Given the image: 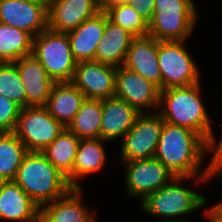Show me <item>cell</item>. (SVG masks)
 I'll return each mask as SVG.
<instances>
[{"label":"cell","mask_w":222,"mask_h":222,"mask_svg":"<svg viewBox=\"0 0 222 222\" xmlns=\"http://www.w3.org/2000/svg\"><path fill=\"white\" fill-rule=\"evenodd\" d=\"M206 156L207 142L198 133L164 122L154 157L175 177L214 176L208 164L203 169Z\"/></svg>","instance_id":"6da1fadb"},{"label":"cell","mask_w":222,"mask_h":222,"mask_svg":"<svg viewBox=\"0 0 222 222\" xmlns=\"http://www.w3.org/2000/svg\"><path fill=\"white\" fill-rule=\"evenodd\" d=\"M201 85L199 82L161 90L157 113L164 122L188 128L207 142L214 130L211 126L212 119L201 99Z\"/></svg>","instance_id":"7a4b0ae2"},{"label":"cell","mask_w":222,"mask_h":222,"mask_svg":"<svg viewBox=\"0 0 222 222\" xmlns=\"http://www.w3.org/2000/svg\"><path fill=\"white\" fill-rule=\"evenodd\" d=\"M215 176H177L162 188L149 194L140 202L142 211L149 216L158 217L161 222L181 221V217L205 208L207 196L184 185V181L195 180L196 184H206ZM197 180V182H196ZM180 217V219H179ZM178 218V219H177Z\"/></svg>","instance_id":"3957f363"},{"label":"cell","mask_w":222,"mask_h":222,"mask_svg":"<svg viewBox=\"0 0 222 222\" xmlns=\"http://www.w3.org/2000/svg\"><path fill=\"white\" fill-rule=\"evenodd\" d=\"M13 181L40 207L61 198L73 188L66 175L42 152H28Z\"/></svg>","instance_id":"277c9868"},{"label":"cell","mask_w":222,"mask_h":222,"mask_svg":"<svg viewBox=\"0 0 222 222\" xmlns=\"http://www.w3.org/2000/svg\"><path fill=\"white\" fill-rule=\"evenodd\" d=\"M197 20L194 0H155L148 35L158 41L188 40L198 24Z\"/></svg>","instance_id":"5b68a950"},{"label":"cell","mask_w":222,"mask_h":222,"mask_svg":"<svg viewBox=\"0 0 222 222\" xmlns=\"http://www.w3.org/2000/svg\"><path fill=\"white\" fill-rule=\"evenodd\" d=\"M32 54L55 82H71L77 61L74 59L67 33L44 30L33 37Z\"/></svg>","instance_id":"8992f818"},{"label":"cell","mask_w":222,"mask_h":222,"mask_svg":"<svg viewBox=\"0 0 222 222\" xmlns=\"http://www.w3.org/2000/svg\"><path fill=\"white\" fill-rule=\"evenodd\" d=\"M187 40H157V60L162 74V90L185 87L200 80V68L184 44Z\"/></svg>","instance_id":"52a82bcc"},{"label":"cell","mask_w":222,"mask_h":222,"mask_svg":"<svg viewBox=\"0 0 222 222\" xmlns=\"http://www.w3.org/2000/svg\"><path fill=\"white\" fill-rule=\"evenodd\" d=\"M66 128L45 107L21 108L13 133L28 152H43Z\"/></svg>","instance_id":"ba28073f"},{"label":"cell","mask_w":222,"mask_h":222,"mask_svg":"<svg viewBox=\"0 0 222 222\" xmlns=\"http://www.w3.org/2000/svg\"><path fill=\"white\" fill-rule=\"evenodd\" d=\"M150 113H141L125 134L120 146V162L155 156L164 120L157 112Z\"/></svg>","instance_id":"9c48e42d"},{"label":"cell","mask_w":222,"mask_h":222,"mask_svg":"<svg viewBox=\"0 0 222 222\" xmlns=\"http://www.w3.org/2000/svg\"><path fill=\"white\" fill-rule=\"evenodd\" d=\"M125 168L126 194L143 201L175 176L155 157L121 162Z\"/></svg>","instance_id":"30bf717a"},{"label":"cell","mask_w":222,"mask_h":222,"mask_svg":"<svg viewBox=\"0 0 222 222\" xmlns=\"http://www.w3.org/2000/svg\"><path fill=\"white\" fill-rule=\"evenodd\" d=\"M117 67L97 61L77 62L71 82L86 99L103 100L115 96Z\"/></svg>","instance_id":"8fae6325"},{"label":"cell","mask_w":222,"mask_h":222,"mask_svg":"<svg viewBox=\"0 0 222 222\" xmlns=\"http://www.w3.org/2000/svg\"><path fill=\"white\" fill-rule=\"evenodd\" d=\"M115 97L124 100L140 113H147L148 109L154 113L159 107L160 88L122 65L116 70Z\"/></svg>","instance_id":"7c38bea8"},{"label":"cell","mask_w":222,"mask_h":222,"mask_svg":"<svg viewBox=\"0 0 222 222\" xmlns=\"http://www.w3.org/2000/svg\"><path fill=\"white\" fill-rule=\"evenodd\" d=\"M48 5L23 0H0V22L35 37L48 29Z\"/></svg>","instance_id":"4fadbf2b"},{"label":"cell","mask_w":222,"mask_h":222,"mask_svg":"<svg viewBox=\"0 0 222 222\" xmlns=\"http://www.w3.org/2000/svg\"><path fill=\"white\" fill-rule=\"evenodd\" d=\"M99 12H101L99 0H50L48 29L67 33Z\"/></svg>","instance_id":"5bb4252c"},{"label":"cell","mask_w":222,"mask_h":222,"mask_svg":"<svg viewBox=\"0 0 222 222\" xmlns=\"http://www.w3.org/2000/svg\"><path fill=\"white\" fill-rule=\"evenodd\" d=\"M14 63L24 85L25 107H45L55 82L33 54Z\"/></svg>","instance_id":"9a60e30c"},{"label":"cell","mask_w":222,"mask_h":222,"mask_svg":"<svg viewBox=\"0 0 222 222\" xmlns=\"http://www.w3.org/2000/svg\"><path fill=\"white\" fill-rule=\"evenodd\" d=\"M124 67L153 82L162 90V74L157 60V40L150 35L133 38Z\"/></svg>","instance_id":"2e32d148"},{"label":"cell","mask_w":222,"mask_h":222,"mask_svg":"<svg viewBox=\"0 0 222 222\" xmlns=\"http://www.w3.org/2000/svg\"><path fill=\"white\" fill-rule=\"evenodd\" d=\"M140 114L136 108L115 96L103 99L100 138L109 142L118 138L122 140Z\"/></svg>","instance_id":"e0dca14e"},{"label":"cell","mask_w":222,"mask_h":222,"mask_svg":"<svg viewBox=\"0 0 222 222\" xmlns=\"http://www.w3.org/2000/svg\"><path fill=\"white\" fill-rule=\"evenodd\" d=\"M41 207L14 181H0V219L35 222Z\"/></svg>","instance_id":"ac0fdd59"},{"label":"cell","mask_w":222,"mask_h":222,"mask_svg":"<svg viewBox=\"0 0 222 222\" xmlns=\"http://www.w3.org/2000/svg\"><path fill=\"white\" fill-rule=\"evenodd\" d=\"M106 142L109 141L101 138L80 139L72 171L66 176L73 188H82L79 181L89 174L100 172L107 164L108 158L104 147Z\"/></svg>","instance_id":"d6986e66"},{"label":"cell","mask_w":222,"mask_h":222,"mask_svg":"<svg viewBox=\"0 0 222 222\" xmlns=\"http://www.w3.org/2000/svg\"><path fill=\"white\" fill-rule=\"evenodd\" d=\"M106 26V13L101 11L96 16L85 20L74 30L67 32L71 51L77 62L95 61V51L103 38Z\"/></svg>","instance_id":"ffe728a7"},{"label":"cell","mask_w":222,"mask_h":222,"mask_svg":"<svg viewBox=\"0 0 222 222\" xmlns=\"http://www.w3.org/2000/svg\"><path fill=\"white\" fill-rule=\"evenodd\" d=\"M134 37L128 30L111 22L106 14V26L95 51V61L116 67L124 65Z\"/></svg>","instance_id":"44dd1931"},{"label":"cell","mask_w":222,"mask_h":222,"mask_svg":"<svg viewBox=\"0 0 222 222\" xmlns=\"http://www.w3.org/2000/svg\"><path fill=\"white\" fill-rule=\"evenodd\" d=\"M85 99V95L72 82L54 83L45 108L66 128Z\"/></svg>","instance_id":"7402d4cb"},{"label":"cell","mask_w":222,"mask_h":222,"mask_svg":"<svg viewBox=\"0 0 222 222\" xmlns=\"http://www.w3.org/2000/svg\"><path fill=\"white\" fill-rule=\"evenodd\" d=\"M81 188H72L66 195L44 204L41 209L55 222H97L95 213L82 202Z\"/></svg>","instance_id":"603a6c76"},{"label":"cell","mask_w":222,"mask_h":222,"mask_svg":"<svg viewBox=\"0 0 222 222\" xmlns=\"http://www.w3.org/2000/svg\"><path fill=\"white\" fill-rule=\"evenodd\" d=\"M101 120L102 100L85 99L66 129L79 139L100 138Z\"/></svg>","instance_id":"cb8c5ba5"},{"label":"cell","mask_w":222,"mask_h":222,"mask_svg":"<svg viewBox=\"0 0 222 222\" xmlns=\"http://www.w3.org/2000/svg\"><path fill=\"white\" fill-rule=\"evenodd\" d=\"M33 36L0 22V63L15 62L32 54Z\"/></svg>","instance_id":"d4e9b609"},{"label":"cell","mask_w":222,"mask_h":222,"mask_svg":"<svg viewBox=\"0 0 222 222\" xmlns=\"http://www.w3.org/2000/svg\"><path fill=\"white\" fill-rule=\"evenodd\" d=\"M80 139L65 129L42 153L64 175L72 171Z\"/></svg>","instance_id":"484cf974"},{"label":"cell","mask_w":222,"mask_h":222,"mask_svg":"<svg viewBox=\"0 0 222 222\" xmlns=\"http://www.w3.org/2000/svg\"><path fill=\"white\" fill-rule=\"evenodd\" d=\"M27 148L13 132L0 135V181H13Z\"/></svg>","instance_id":"4316f807"},{"label":"cell","mask_w":222,"mask_h":222,"mask_svg":"<svg viewBox=\"0 0 222 222\" xmlns=\"http://www.w3.org/2000/svg\"><path fill=\"white\" fill-rule=\"evenodd\" d=\"M105 13L111 22L128 30L135 37L148 35V22L127 3L112 6Z\"/></svg>","instance_id":"83f0119b"},{"label":"cell","mask_w":222,"mask_h":222,"mask_svg":"<svg viewBox=\"0 0 222 222\" xmlns=\"http://www.w3.org/2000/svg\"><path fill=\"white\" fill-rule=\"evenodd\" d=\"M0 95L25 108V89L14 62L0 63Z\"/></svg>","instance_id":"f1b7e54d"},{"label":"cell","mask_w":222,"mask_h":222,"mask_svg":"<svg viewBox=\"0 0 222 222\" xmlns=\"http://www.w3.org/2000/svg\"><path fill=\"white\" fill-rule=\"evenodd\" d=\"M21 107L0 95V131L13 132Z\"/></svg>","instance_id":"f546056e"},{"label":"cell","mask_w":222,"mask_h":222,"mask_svg":"<svg viewBox=\"0 0 222 222\" xmlns=\"http://www.w3.org/2000/svg\"><path fill=\"white\" fill-rule=\"evenodd\" d=\"M215 133L212 132L209 140L207 141V154L212 152L210 161L207 162L211 172L216 177H222V134L221 138H215Z\"/></svg>","instance_id":"4dcf8cb0"},{"label":"cell","mask_w":222,"mask_h":222,"mask_svg":"<svg viewBox=\"0 0 222 222\" xmlns=\"http://www.w3.org/2000/svg\"><path fill=\"white\" fill-rule=\"evenodd\" d=\"M127 4L135 8L138 14L148 23L151 21L155 0H128Z\"/></svg>","instance_id":"1f68e13d"},{"label":"cell","mask_w":222,"mask_h":222,"mask_svg":"<svg viewBox=\"0 0 222 222\" xmlns=\"http://www.w3.org/2000/svg\"><path fill=\"white\" fill-rule=\"evenodd\" d=\"M206 211L215 222H222V200L209 208L207 207Z\"/></svg>","instance_id":"d6a6232c"},{"label":"cell","mask_w":222,"mask_h":222,"mask_svg":"<svg viewBox=\"0 0 222 222\" xmlns=\"http://www.w3.org/2000/svg\"><path fill=\"white\" fill-rule=\"evenodd\" d=\"M99 2L101 11L105 12L108 8L112 6L127 3L128 0H99Z\"/></svg>","instance_id":"836d02e7"},{"label":"cell","mask_w":222,"mask_h":222,"mask_svg":"<svg viewBox=\"0 0 222 222\" xmlns=\"http://www.w3.org/2000/svg\"><path fill=\"white\" fill-rule=\"evenodd\" d=\"M35 222H55L41 208L38 211Z\"/></svg>","instance_id":"e575fe53"},{"label":"cell","mask_w":222,"mask_h":222,"mask_svg":"<svg viewBox=\"0 0 222 222\" xmlns=\"http://www.w3.org/2000/svg\"><path fill=\"white\" fill-rule=\"evenodd\" d=\"M27 2H35V3H49L50 0H23Z\"/></svg>","instance_id":"d590c367"},{"label":"cell","mask_w":222,"mask_h":222,"mask_svg":"<svg viewBox=\"0 0 222 222\" xmlns=\"http://www.w3.org/2000/svg\"><path fill=\"white\" fill-rule=\"evenodd\" d=\"M205 212V218H207V222H215L208 214H207V211H204Z\"/></svg>","instance_id":"8d00e7d4"},{"label":"cell","mask_w":222,"mask_h":222,"mask_svg":"<svg viewBox=\"0 0 222 222\" xmlns=\"http://www.w3.org/2000/svg\"><path fill=\"white\" fill-rule=\"evenodd\" d=\"M170 222H190V221H188V219H186V220H181V221H170Z\"/></svg>","instance_id":"74e56055"}]
</instances>
